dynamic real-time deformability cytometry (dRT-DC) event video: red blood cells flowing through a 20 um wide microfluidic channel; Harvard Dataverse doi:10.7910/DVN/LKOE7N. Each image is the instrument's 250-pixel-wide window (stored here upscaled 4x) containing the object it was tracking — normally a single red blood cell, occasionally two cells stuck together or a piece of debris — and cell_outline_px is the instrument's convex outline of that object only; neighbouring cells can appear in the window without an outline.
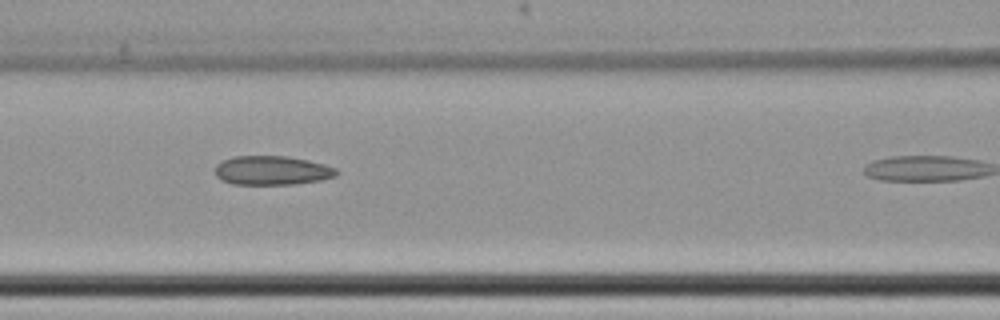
{"species": "common noctule bat (a hibernating species)", "species_latin": "Nyctalus noctula", "temperature_condition": "cold", "stored_images_in_passage": 29, "camera_frame_rate_fps": 3000, "um_per_image_px": 0.085, "animal": {"sex": "female", "body_mass_g": 22.7, "forearm_length_mm": 54.2}, "frame": {"image": 1, "passage_image": 25, "time_ms": 8.0, "image_size_px": [1000, 320], "cell_outline_px": [[340, 172], [336, 176], [320, 180], [292, 184], [232, 184], [220, 180], [216, 176], [216, 164], [232, 156], [288, 156], [308, 160], [324, 164], [336, 168]], "centroid_in_image_um": [23.12, 14.48], "position_along_channel_um": 143.5, "area_um2": 20.63}}